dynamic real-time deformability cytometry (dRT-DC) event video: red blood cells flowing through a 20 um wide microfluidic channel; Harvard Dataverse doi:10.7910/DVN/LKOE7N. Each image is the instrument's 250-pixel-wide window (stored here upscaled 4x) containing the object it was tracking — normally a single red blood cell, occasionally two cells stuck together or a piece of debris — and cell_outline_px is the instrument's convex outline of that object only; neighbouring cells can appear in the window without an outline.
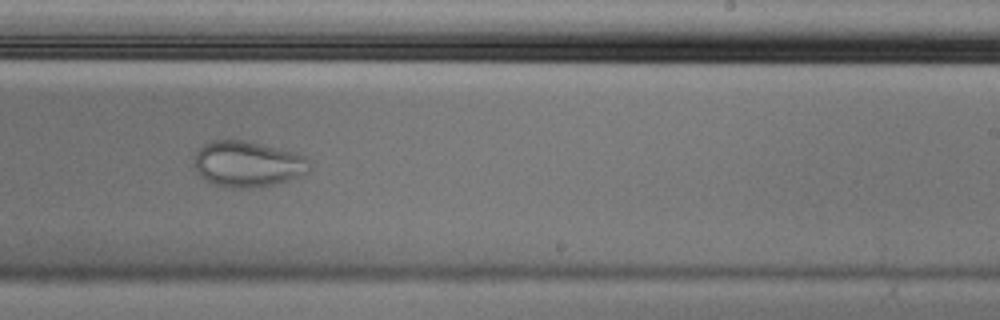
{"species": "Egyptian fruit bat (a non-hibernating species)", "species_latin": "Rousettus aegyptiacus", "temperature_condition": "cold", "stored_images_in_passage": 49, "camera_frame_rate_fps": 3000, "um_per_image_px": 0.085, "animal": {"sex": "male"}, "frame": {"image": 1, "passage_image": 28, "time_ms": 9.0, "image_size_px": [1000, 320], "cell_outline_px": [[312, 168], [308, 172], [288, 180], [272, 184], [248, 188], [232, 188], [212, 184], [204, 180], [200, 176], [192, 164], [196, 152], [204, 144], [212, 140], [248, 140], [292, 152], [304, 156], [312, 164]], "centroid_in_image_um": [21.02, 13.94], "position_along_channel_um": 268.0, "area_um2": 30.98}}